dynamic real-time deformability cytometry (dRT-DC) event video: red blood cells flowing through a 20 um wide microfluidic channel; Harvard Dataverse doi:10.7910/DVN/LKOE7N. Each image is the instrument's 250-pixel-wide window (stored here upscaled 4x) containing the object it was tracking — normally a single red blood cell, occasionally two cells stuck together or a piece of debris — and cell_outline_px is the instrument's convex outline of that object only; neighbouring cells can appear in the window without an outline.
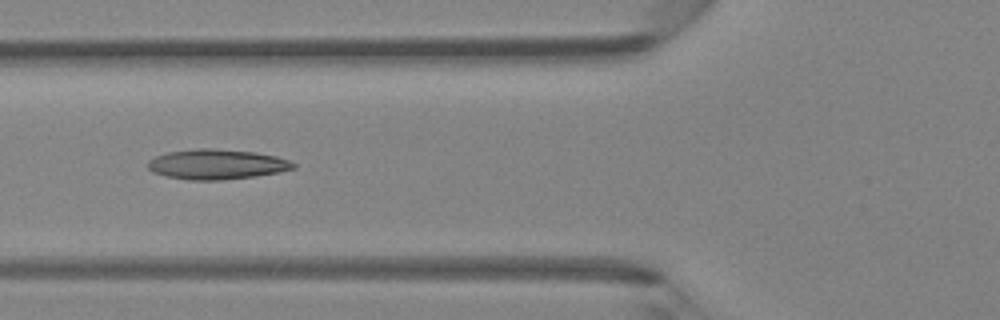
{"species": "Egyptian fruit bat (a non-hibernating species)", "species_latin": "Rousettus aegyptiacus", "temperature_condition": "room temperature", "stored_images_in_passage": 5, "camera_frame_rate_fps": 3000, "um_per_image_px": 0.085, "animal": {"sex": "female"}, "frame": {"image": 1, "passage_image": 5, "time_ms": 4.667, "image_size_px": [1000, 320], "cell_outline_px": [[296, 168], [280, 172], [256, 176], [220, 180], [188, 180], [164, 176], [152, 172], [148, 168], [148, 160], [156, 156], [168, 152], [196, 148], [212, 148], [256, 152], [276, 156], [288, 160], [296, 164]], "centroid_in_image_um": [18.42, 13.97], "position_along_channel_um": 107.4, "area_um2": 25.66}}